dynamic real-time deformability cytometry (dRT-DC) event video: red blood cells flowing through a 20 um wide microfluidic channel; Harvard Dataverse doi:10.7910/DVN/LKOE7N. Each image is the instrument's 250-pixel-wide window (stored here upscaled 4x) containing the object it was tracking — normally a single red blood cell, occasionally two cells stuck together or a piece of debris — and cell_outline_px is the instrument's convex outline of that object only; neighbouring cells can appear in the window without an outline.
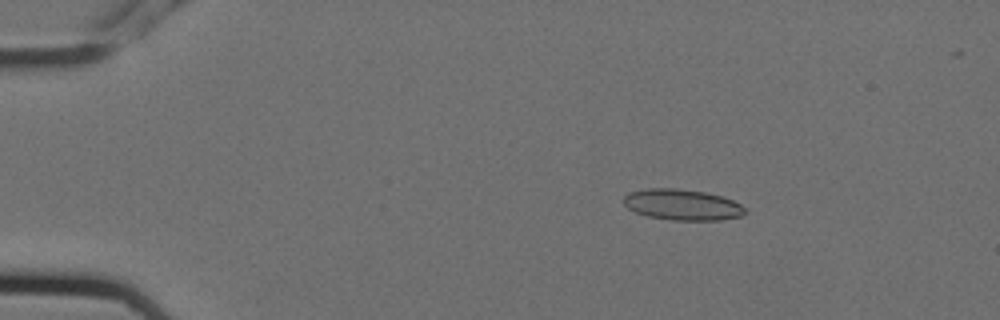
{"species": "Egyptian fruit bat (a non-hibernating species)", "species_latin": "Rousettus aegyptiacus", "temperature_condition": "cold", "stored_images_in_passage": 5, "camera_frame_rate_fps": 3000, "um_per_image_px": 0.085, "animal": {"sex": "female"}, "frame": {"image": 1, "passage_image": 1, "time_ms": 0.0, "image_size_px": [1000, 320], "cell_outline_px": [[748, 212], [740, 216], [720, 220], [672, 220], [648, 216], [636, 212], [628, 208], [624, 204], [624, 196], [628, 192], [648, 188], [676, 188], [704, 192], [720, 196], [732, 200], [740, 204]], "centroid_in_image_um": [57.98, 17.4], "position_along_channel_um": 27.0, "area_um2": 21.79}}
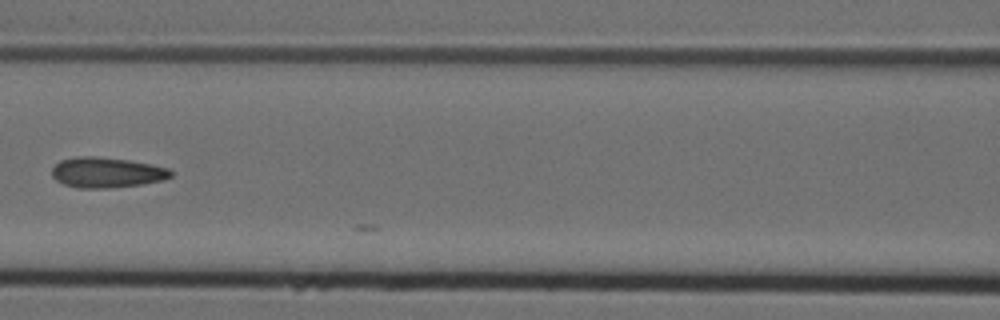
{"frame": {"image": 2, "passage_image": 5, "time_ms": 1.333, "image_size_px": [1000, 320], "cell_outline_px": [[172, 176], [164, 180], [140, 184], [108, 188], [76, 188], [64, 184], [56, 180], [52, 176], [52, 168], [60, 160], [76, 156], [96, 156], [128, 160], [152, 164], [168, 168], [172, 172]], "centroid_in_image_um": [9.05, 14.65], "position_along_channel_um": 157.5, "area_um2": 21.1}}